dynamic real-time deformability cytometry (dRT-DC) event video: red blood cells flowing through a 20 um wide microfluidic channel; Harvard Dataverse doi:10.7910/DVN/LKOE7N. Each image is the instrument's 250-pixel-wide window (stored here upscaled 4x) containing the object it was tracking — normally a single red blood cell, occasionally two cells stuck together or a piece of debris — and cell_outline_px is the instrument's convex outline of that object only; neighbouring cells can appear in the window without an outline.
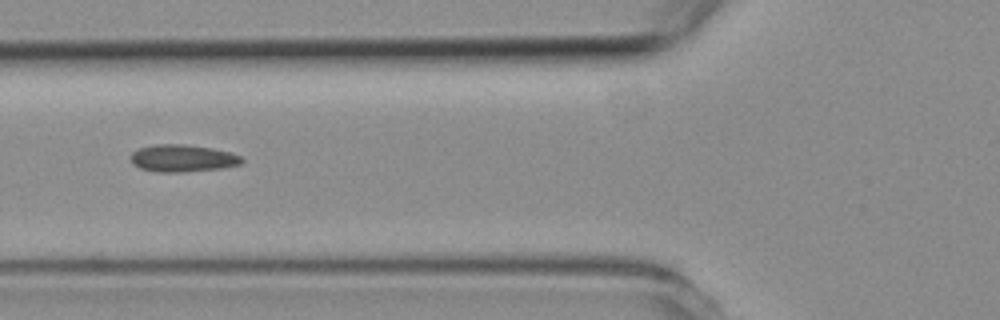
{"species": "common noctule bat (a hibernating species)", "species_latin": "Nyctalus noctula", "temperature_condition": "room temperature", "stored_images_in_passage": 4, "camera_frame_rate_fps": 3000, "um_per_image_px": 0.085, "animal": {"sex": "female", "body_mass_g": 19.3, "forearm_length_mm": 54.1}, "frame": {"image": 1, "passage_image": 3, "time_ms": 3.333, "image_size_px": [1000, 320], "cell_outline_px": [[244, 160], [240, 164], [224, 168], [184, 172], [160, 172], [140, 168], [132, 164], [132, 152], [136, 148], [152, 144], [184, 144], [212, 148], [232, 152], [240, 156]], "centroid_in_image_um": [15.52, 13.44], "position_along_channel_um": 110.3, "area_um2": 17.8}}
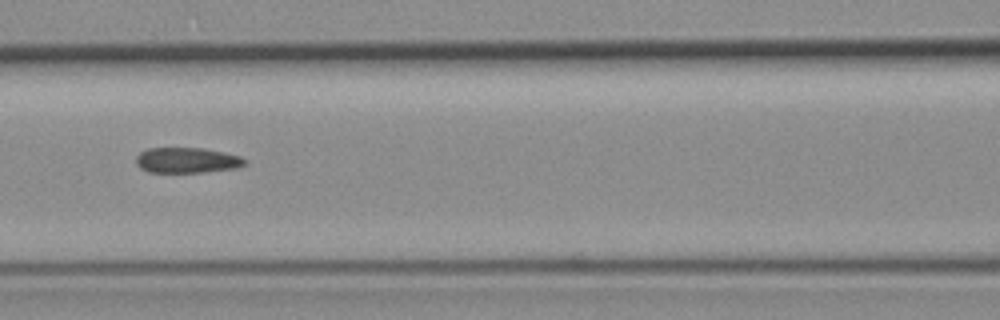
{"frame": {"image": 2, "passage_image": 4, "time_ms": 4.333, "image_size_px": [1000, 320], "cell_outline_px": [[248, 164], [236, 168], [200, 172], [148, 172], [140, 168], [136, 164], [136, 156], [140, 152], [148, 148], [204, 148], [240, 156]], "centroid_in_image_um": [15.86, 13.62], "position_along_channel_um": 150.7, "area_um2": 16.07}}